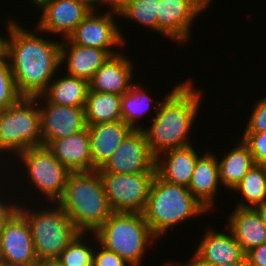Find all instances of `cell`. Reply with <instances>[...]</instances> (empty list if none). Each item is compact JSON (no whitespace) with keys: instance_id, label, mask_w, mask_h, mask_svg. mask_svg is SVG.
Listing matches in <instances>:
<instances>
[{"instance_id":"14","label":"cell","mask_w":266,"mask_h":266,"mask_svg":"<svg viewBox=\"0 0 266 266\" xmlns=\"http://www.w3.org/2000/svg\"><path fill=\"white\" fill-rule=\"evenodd\" d=\"M211 0H160L158 2L157 31L174 42L184 44L190 28Z\"/></svg>"},{"instance_id":"29","label":"cell","mask_w":266,"mask_h":266,"mask_svg":"<svg viewBox=\"0 0 266 266\" xmlns=\"http://www.w3.org/2000/svg\"><path fill=\"white\" fill-rule=\"evenodd\" d=\"M158 2L160 0H129L117 12L121 17L129 18L157 32Z\"/></svg>"},{"instance_id":"24","label":"cell","mask_w":266,"mask_h":266,"mask_svg":"<svg viewBox=\"0 0 266 266\" xmlns=\"http://www.w3.org/2000/svg\"><path fill=\"white\" fill-rule=\"evenodd\" d=\"M59 77L50 82L47 89L37 96V100H47L56 105L85 107L89 90L88 81L68 74Z\"/></svg>"},{"instance_id":"38","label":"cell","mask_w":266,"mask_h":266,"mask_svg":"<svg viewBox=\"0 0 266 266\" xmlns=\"http://www.w3.org/2000/svg\"><path fill=\"white\" fill-rule=\"evenodd\" d=\"M256 211L259 213L262 222L266 226V201L263 202L262 204H259L255 207Z\"/></svg>"},{"instance_id":"7","label":"cell","mask_w":266,"mask_h":266,"mask_svg":"<svg viewBox=\"0 0 266 266\" xmlns=\"http://www.w3.org/2000/svg\"><path fill=\"white\" fill-rule=\"evenodd\" d=\"M37 96H21L12 106L0 110V153L15 154L43 146ZM11 151V152H10Z\"/></svg>"},{"instance_id":"27","label":"cell","mask_w":266,"mask_h":266,"mask_svg":"<svg viewBox=\"0 0 266 266\" xmlns=\"http://www.w3.org/2000/svg\"><path fill=\"white\" fill-rule=\"evenodd\" d=\"M245 198L240 201L237 207L255 208L266 201V166L254 164L246 173L244 179L234 188Z\"/></svg>"},{"instance_id":"1","label":"cell","mask_w":266,"mask_h":266,"mask_svg":"<svg viewBox=\"0 0 266 266\" xmlns=\"http://www.w3.org/2000/svg\"><path fill=\"white\" fill-rule=\"evenodd\" d=\"M7 21L9 37L4 36V56L9 61L16 89L21 96L41 95L60 70L61 42L36 35L39 31L36 27L37 33L29 32L17 21Z\"/></svg>"},{"instance_id":"8","label":"cell","mask_w":266,"mask_h":266,"mask_svg":"<svg viewBox=\"0 0 266 266\" xmlns=\"http://www.w3.org/2000/svg\"><path fill=\"white\" fill-rule=\"evenodd\" d=\"M34 186L49 203H56L63 195L70 170L46 146L28 148L17 154Z\"/></svg>"},{"instance_id":"15","label":"cell","mask_w":266,"mask_h":266,"mask_svg":"<svg viewBox=\"0 0 266 266\" xmlns=\"http://www.w3.org/2000/svg\"><path fill=\"white\" fill-rule=\"evenodd\" d=\"M229 233L217 232L213 228L208 229L197 246L194 256L190 259V263L182 265L181 263L167 262L165 266H214L242 261L246 257V253L232 233L230 231Z\"/></svg>"},{"instance_id":"5","label":"cell","mask_w":266,"mask_h":266,"mask_svg":"<svg viewBox=\"0 0 266 266\" xmlns=\"http://www.w3.org/2000/svg\"><path fill=\"white\" fill-rule=\"evenodd\" d=\"M92 235L98 244L117 253L129 266H140L146 247L157 239L142 213L128 212H113Z\"/></svg>"},{"instance_id":"25","label":"cell","mask_w":266,"mask_h":266,"mask_svg":"<svg viewBox=\"0 0 266 266\" xmlns=\"http://www.w3.org/2000/svg\"><path fill=\"white\" fill-rule=\"evenodd\" d=\"M239 142L237 147L231 149L221 161H218L220 184L232 191L255 164L248 145L242 138Z\"/></svg>"},{"instance_id":"41","label":"cell","mask_w":266,"mask_h":266,"mask_svg":"<svg viewBox=\"0 0 266 266\" xmlns=\"http://www.w3.org/2000/svg\"><path fill=\"white\" fill-rule=\"evenodd\" d=\"M4 39L5 37L0 34V58L4 55Z\"/></svg>"},{"instance_id":"42","label":"cell","mask_w":266,"mask_h":266,"mask_svg":"<svg viewBox=\"0 0 266 266\" xmlns=\"http://www.w3.org/2000/svg\"><path fill=\"white\" fill-rule=\"evenodd\" d=\"M95 6L96 5H99L100 3H102V4H100V5H103V3L106 1V0H90Z\"/></svg>"},{"instance_id":"44","label":"cell","mask_w":266,"mask_h":266,"mask_svg":"<svg viewBox=\"0 0 266 266\" xmlns=\"http://www.w3.org/2000/svg\"><path fill=\"white\" fill-rule=\"evenodd\" d=\"M32 266H44L41 262L35 264V265H32Z\"/></svg>"},{"instance_id":"17","label":"cell","mask_w":266,"mask_h":266,"mask_svg":"<svg viewBox=\"0 0 266 266\" xmlns=\"http://www.w3.org/2000/svg\"><path fill=\"white\" fill-rule=\"evenodd\" d=\"M133 62L120 53L110 55L88 81L89 90L123 95L132 86Z\"/></svg>"},{"instance_id":"37","label":"cell","mask_w":266,"mask_h":266,"mask_svg":"<svg viewBox=\"0 0 266 266\" xmlns=\"http://www.w3.org/2000/svg\"><path fill=\"white\" fill-rule=\"evenodd\" d=\"M129 0H106L103 4H108L110 5L109 10H118L121 6H123L126 2Z\"/></svg>"},{"instance_id":"2","label":"cell","mask_w":266,"mask_h":266,"mask_svg":"<svg viewBox=\"0 0 266 266\" xmlns=\"http://www.w3.org/2000/svg\"><path fill=\"white\" fill-rule=\"evenodd\" d=\"M192 85L190 80L179 83L162 102L157 100L152 125L142 129L155 157L170 149L192 145L188 135L203 98V93Z\"/></svg>"},{"instance_id":"26","label":"cell","mask_w":266,"mask_h":266,"mask_svg":"<svg viewBox=\"0 0 266 266\" xmlns=\"http://www.w3.org/2000/svg\"><path fill=\"white\" fill-rule=\"evenodd\" d=\"M122 95L88 90L85 104L86 125L122 120Z\"/></svg>"},{"instance_id":"11","label":"cell","mask_w":266,"mask_h":266,"mask_svg":"<svg viewBox=\"0 0 266 266\" xmlns=\"http://www.w3.org/2000/svg\"><path fill=\"white\" fill-rule=\"evenodd\" d=\"M36 6L42 12L36 28L44 33L61 34L64 41L94 8H98L90 0H42Z\"/></svg>"},{"instance_id":"39","label":"cell","mask_w":266,"mask_h":266,"mask_svg":"<svg viewBox=\"0 0 266 266\" xmlns=\"http://www.w3.org/2000/svg\"><path fill=\"white\" fill-rule=\"evenodd\" d=\"M214 266H250L249 261L247 257H245L242 261L236 262V263H231V264H218Z\"/></svg>"},{"instance_id":"33","label":"cell","mask_w":266,"mask_h":266,"mask_svg":"<svg viewBox=\"0 0 266 266\" xmlns=\"http://www.w3.org/2000/svg\"><path fill=\"white\" fill-rule=\"evenodd\" d=\"M244 132H266V97L255 102Z\"/></svg>"},{"instance_id":"21","label":"cell","mask_w":266,"mask_h":266,"mask_svg":"<svg viewBox=\"0 0 266 266\" xmlns=\"http://www.w3.org/2000/svg\"><path fill=\"white\" fill-rule=\"evenodd\" d=\"M65 39L61 43L60 64L67 62L64 64H67L68 75L89 81L110 54L104 49L76 45L68 38Z\"/></svg>"},{"instance_id":"20","label":"cell","mask_w":266,"mask_h":266,"mask_svg":"<svg viewBox=\"0 0 266 266\" xmlns=\"http://www.w3.org/2000/svg\"><path fill=\"white\" fill-rule=\"evenodd\" d=\"M47 148L71 172L92 171L88 128L53 140Z\"/></svg>"},{"instance_id":"35","label":"cell","mask_w":266,"mask_h":266,"mask_svg":"<svg viewBox=\"0 0 266 266\" xmlns=\"http://www.w3.org/2000/svg\"><path fill=\"white\" fill-rule=\"evenodd\" d=\"M250 266H266V243L252 248L246 253Z\"/></svg>"},{"instance_id":"23","label":"cell","mask_w":266,"mask_h":266,"mask_svg":"<svg viewBox=\"0 0 266 266\" xmlns=\"http://www.w3.org/2000/svg\"><path fill=\"white\" fill-rule=\"evenodd\" d=\"M217 156L206 152L199 156L188 189L192 195L210 211L214 205L215 193L218 191L219 166ZM210 209V210H209Z\"/></svg>"},{"instance_id":"32","label":"cell","mask_w":266,"mask_h":266,"mask_svg":"<svg viewBox=\"0 0 266 266\" xmlns=\"http://www.w3.org/2000/svg\"><path fill=\"white\" fill-rule=\"evenodd\" d=\"M241 137L248 145L255 164L266 166V132H243Z\"/></svg>"},{"instance_id":"36","label":"cell","mask_w":266,"mask_h":266,"mask_svg":"<svg viewBox=\"0 0 266 266\" xmlns=\"http://www.w3.org/2000/svg\"><path fill=\"white\" fill-rule=\"evenodd\" d=\"M1 200V199H0ZM8 203V204H6ZM18 203L17 204H9V202L5 203L3 201H0V232L5 225L6 221L12 216V214L18 209Z\"/></svg>"},{"instance_id":"31","label":"cell","mask_w":266,"mask_h":266,"mask_svg":"<svg viewBox=\"0 0 266 266\" xmlns=\"http://www.w3.org/2000/svg\"><path fill=\"white\" fill-rule=\"evenodd\" d=\"M21 95L18 93L8 59L0 58V110L12 106Z\"/></svg>"},{"instance_id":"3","label":"cell","mask_w":266,"mask_h":266,"mask_svg":"<svg viewBox=\"0 0 266 266\" xmlns=\"http://www.w3.org/2000/svg\"><path fill=\"white\" fill-rule=\"evenodd\" d=\"M80 233H95L113 213L98 170L70 172L56 202Z\"/></svg>"},{"instance_id":"12","label":"cell","mask_w":266,"mask_h":266,"mask_svg":"<svg viewBox=\"0 0 266 266\" xmlns=\"http://www.w3.org/2000/svg\"><path fill=\"white\" fill-rule=\"evenodd\" d=\"M113 15L119 16L116 10L98 14L94 8L68 36V39L76 45L104 49L110 55L117 54L118 52H113L111 49L113 46H123L126 39L120 32L121 28L117 26Z\"/></svg>"},{"instance_id":"30","label":"cell","mask_w":266,"mask_h":266,"mask_svg":"<svg viewBox=\"0 0 266 266\" xmlns=\"http://www.w3.org/2000/svg\"><path fill=\"white\" fill-rule=\"evenodd\" d=\"M85 233H79L74 240L61 252L57 260L63 266H93V254L96 247L90 248L83 241Z\"/></svg>"},{"instance_id":"4","label":"cell","mask_w":266,"mask_h":266,"mask_svg":"<svg viewBox=\"0 0 266 266\" xmlns=\"http://www.w3.org/2000/svg\"><path fill=\"white\" fill-rule=\"evenodd\" d=\"M207 211L188 187L164 181L155 174L142 214L153 235L160 238L169 228Z\"/></svg>"},{"instance_id":"40","label":"cell","mask_w":266,"mask_h":266,"mask_svg":"<svg viewBox=\"0 0 266 266\" xmlns=\"http://www.w3.org/2000/svg\"><path fill=\"white\" fill-rule=\"evenodd\" d=\"M44 266H63L59 260L55 259V260H47V261H43L41 262Z\"/></svg>"},{"instance_id":"34","label":"cell","mask_w":266,"mask_h":266,"mask_svg":"<svg viewBox=\"0 0 266 266\" xmlns=\"http://www.w3.org/2000/svg\"><path fill=\"white\" fill-rule=\"evenodd\" d=\"M99 251H94L93 266H128L123 258L114 251L106 249L101 244ZM128 264V265H127Z\"/></svg>"},{"instance_id":"9","label":"cell","mask_w":266,"mask_h":266,"mask_svg":"<svg viewBox=\"0 0 266 266\" xmlns=\"http://www.w3.org/2000/svg\"><path fill=\"white\" fill-rule=\"evenodd\" d=\"M113 212L142 213L156 173L99 172Z\"/></svg>"},{"instance_id":"18","label":"cell","mask_w":266,"mask_h":266,"mask_svg":"<svg viewBox=\"0 0 266 266\" xmlns=\"http://www.w3.org/2000/svg\"><path fill=\"white\" fill-rule=\"evenodd\" d=\"M92 171L100 169L133 128L123 120L87 126Z\"/></svg>"},{"instance_id":"45","label":"cell","mask_w":266,"mask_h":266,"mask_svg":"<svg viewBox=\"0 0 266 266\" xmlns=\"http://www.w3.org/2000/svg\"><path fill=\"white\" fill-rule=\"evenodd\" d=\"M0 266H9V265H6V264H3V263L0 262Z\"/></svg>"},{"instance_id":"10","label":"cell","mask_w":266,"mask_h":266,"mask_svg":"<svg viewBox=\"0 0 266 266\" xmlns=\"http://www.w3.org/2000/svg\"><path fill=\"white\" fill-rule=\"evenodd\" d=\"M0 262L9 266H32L39 263L29 223L18 209L0 232Z\"/></svg>"},{"instance_id":"28","label":"cell","mask_w":266,"mask_h":266,"mask_svg":"<svg viewBox=\"0 0 266 266\" xmlns=\"http://www.w3.org/2000/svg\"><path fill=\"white\" fill-rule=\"evenodd\" d=\"M141 86L139 83H133L130 89L122 95L121 100L122 120L134 130L143 129L137 124V119L143 118L141 116L148 113L151 104L154 103L153 97L145 92Z\"/></svg>"},{"instance_id":"19","label":"cell","mask_w":266,"mask_h":266,"mask_svg":"<svg viewBox=\"0 0 266 266\" xmlns=\"http://www.w3.org/2000/svg\"><path fill=\"white\" fill-rule=\"evenodd\" d=\"M195 150L190 145L162 152L156 157V174L164 181L188 187L200 156Z\"/></svg>"},{"instance_id":"6","label":"cell","mask_w":266,"mask_h":266,"mask_svg":"<svg viewBox=\"0 0 266 266\" xmlns=\"http://www.w3.org/2000/svg\"><path fill=\"white\" fill-rule=\"evenodd\" d=\"M51 204L56 207L38 211L18 205V210L29 223L39 262L58 259L61 252L80 233L65 211L57 203Z\"/></svg>"},{"instance_id":"16","label":"cell","mask_w":266,"mask_h":266,"mask_svg":"<svg viewBox=\"0 0 266 266\" xmlns=\"http://www.w3.org/2000/svg\"><path fill=\"white\" fill-rule=\"evenodd\" d=\"M40 105V132L43 146L53 140L66 138L84 130L86 125L85 107H71L49 103ZM42 106V107H41Z\"/></svg>"},{"instance_id":"13","label":"cell","mask_w":266,"mask_h":266,"mask_svg":"<svg viewBox=\"0 0 266 266\" xmlns=\"http://www.w3.org/2000/svg\"><path fill=\"white\" fill-rule=\"evenodd\" d=\"M156 157L151 153L142 129H133L118 149L98 169L112 173H156Z\"/></svg>"},{"instance_id":"22","label":"cell","mask_w":266,"mask_h":266,"mask_svg":"<svg viewBox=\"0 0 266 266\" xmlns=\"http://www.w3.org/2000/svg\"><path fill=\"white\" fill-rule=\"evenodd\" d=\"M228 218L227 227L245 253L266 243V226L255 208L236 206Z\"/></svg>"},{"instance_id":"43","label":"cell","mask_w":266,"mask_h":266,"mask_svg":"<svg viewBox=\"0 0 266 266\" xmlns=\"http://www.w3.org/2000/svg\"><path fill=\"white\" fill-rule=\"evenodd\" d=\"M42 0H31V2L36 6L38 3H40Z\"/></svg>"}]
</instances>
